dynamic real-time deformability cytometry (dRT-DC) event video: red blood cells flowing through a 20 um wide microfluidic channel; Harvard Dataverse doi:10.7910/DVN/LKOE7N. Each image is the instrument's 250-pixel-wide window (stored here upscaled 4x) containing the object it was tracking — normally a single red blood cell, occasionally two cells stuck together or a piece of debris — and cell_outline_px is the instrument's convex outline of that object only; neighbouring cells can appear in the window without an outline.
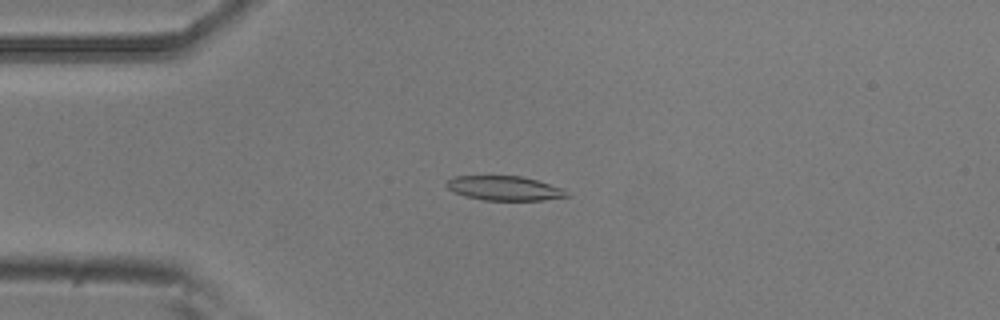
{"species": "common noctule bat (a hibernating species)", "species_latin": "Nyctalus noctula", "temperature_condition": "room temperature", "stored_images_in_passage": 52, "camera_frame_rate_fps": 3000, "um_per_image_px": 0.085, "animal": {"sex": "male", "body_mass_g": 20.5, "forearm_length_mm": 52.5}, "frame": {"image": 1, "passage_image": 12, "time_ms": 3.667, "image_size_px": [1000, 320], "cell_outline_px": [[572, 196], [544, 200], [484, 200], [464, 196], [448, 188], [444, 184], [452, 176], [520, 176], [536, 180], [564, 188]], "centroid_in_image_um": [42.91, 16.0], "position_along_channel_um": 42.1, "area_um2": 17.17}}
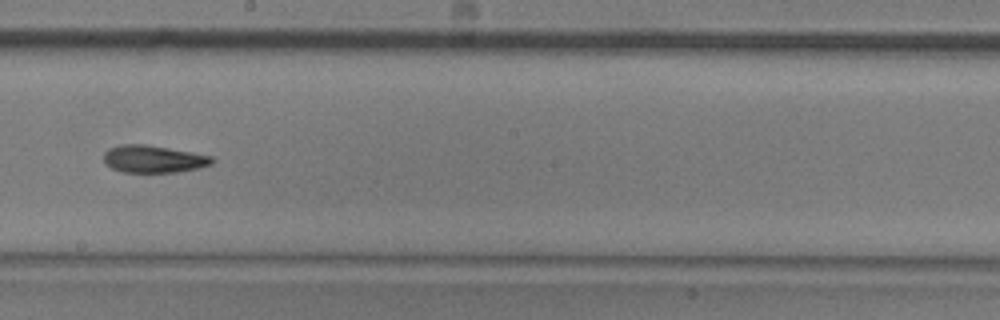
{"frame": {"image": 2, "passage_image": 29, "time_ms": 9.333, "image_size_px": [1000, 320], "cell_outline_px": [[216, 160], [212, 164], [200, 168], [176, 172], [124, 172], [112, 168], [104, 160], [104, 152], [108, 148], [124, 144], [144, 144], [192, 152], [212, 156]], "centroid_in_image_um": [13.08, 13.51], "position_along_channel_um": 235.1, "area_um2": 17.22}}
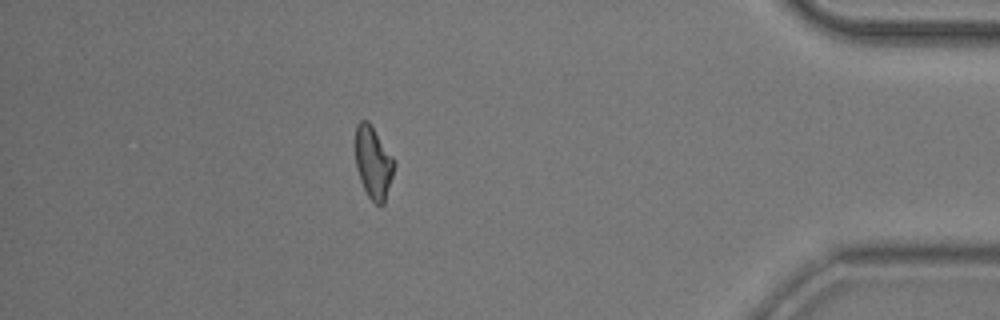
{"frame": {"image": 3, "passage_image": 46, "time_ms": 15.0, "image_size_px": [1000, 320], "cell_outline_px": [[396, 164], [384, 204], [376, 204], [368, 196], [360, 180], [356, 168], [356, 124], [360, 120], [368, 120], [396, 160]], "centroid_in_image_um": [31.75, 13.8], "position_along_channel_um": 403.5, "area_um2": 16.42}, "authors_computed_cell_mechanics": {"area_um2": 17.4556, "velocity_mm_per_s": 3.7782, "shape_relaxation_time_tau1_ms": 7.8697, "shape_relaxation_time_tau2_ms": 9.4156, "deformation_change_tau1": 0.2, "deformation_change_tau2": 0.149}}